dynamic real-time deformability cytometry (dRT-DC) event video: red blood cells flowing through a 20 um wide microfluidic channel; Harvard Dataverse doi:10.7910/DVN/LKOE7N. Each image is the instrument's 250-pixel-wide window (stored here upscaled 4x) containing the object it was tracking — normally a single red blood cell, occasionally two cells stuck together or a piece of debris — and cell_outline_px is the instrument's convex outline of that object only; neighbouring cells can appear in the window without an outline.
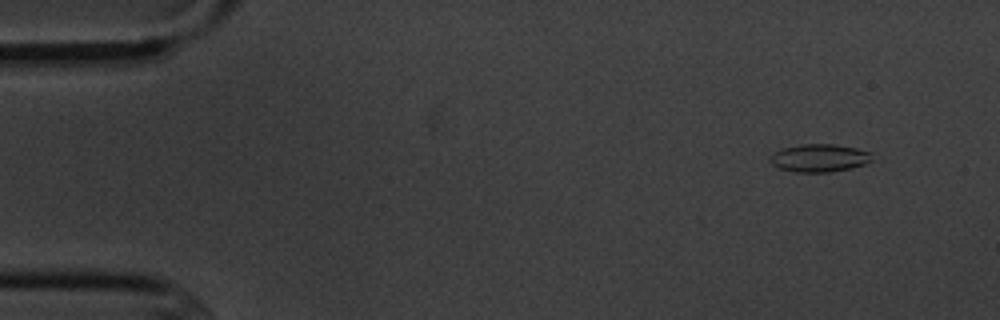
{"species": "common noctule bat (a hibernating species)", "species_latin": "Nyctalus noctula", "temperature_condition": "cold", "stored_images_in_passage": 4, "camera_frame_rate_fps": 3000, "um_per_image_px": 0.085, "animal": {"sex": "male", "body_mass_g": 20.1, "forearm_length_mm": 53.5}, "frame": {"image": 1, "passage_image": 1, "time_ms": 0.0, "image_size_px": [1000, 320], "cell_outline_px": [[872, 160], [864, 164], [852, 168], [832, 172], [796, 172], [780, 168], [772, 164], [772, 156], [780, 148], [800, 144], [836, 144], [856, 148], [872, 152]], "centroid_in_image_um": [69.7, 13.42], "position_along_channel_um": 15.3, "area_um2": 16.53}}